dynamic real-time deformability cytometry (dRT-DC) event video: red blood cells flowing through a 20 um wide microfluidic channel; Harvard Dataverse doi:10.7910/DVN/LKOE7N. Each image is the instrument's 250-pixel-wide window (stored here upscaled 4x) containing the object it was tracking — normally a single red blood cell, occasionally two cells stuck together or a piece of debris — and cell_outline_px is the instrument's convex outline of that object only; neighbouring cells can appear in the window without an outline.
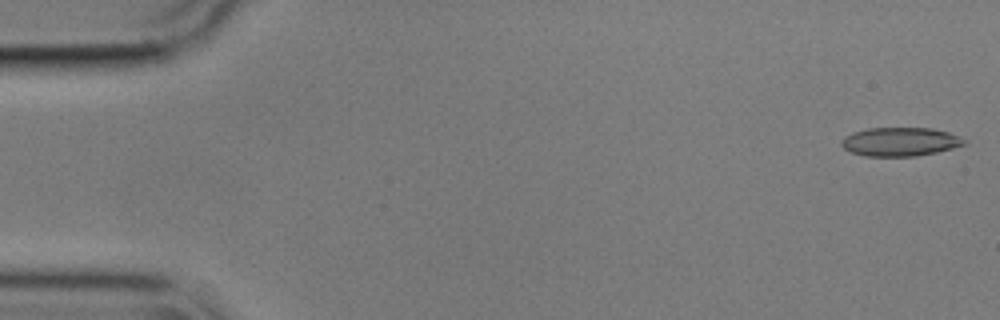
{"species": "common noctule bat (a hibernating species)", "species_latin": "Nyctalus noctula", "temperature_condition": "cold", "stored_images_in_passage": 55, "camera_frame_rate_fps": 3000, "um_per_image_px": 0.085, "animal": {"sex": "male", "body_mass_g": 17.9}, "frame": {"image": 1, "passage_image": 1, "time_ms": 0.0, "image_size_px": [1000, 320], "cell_outline_px": [[968, 144], [936, 152], [916, 156], [864, 156], [852, 152], [844, 148], [840, 144], [840, 140], [844, 136], [852, 132], [868, 128], [932, 128], [948, 132], [968, 140]], "centroid_in_image_um": [76.51, 12.04], "position_along_channel_um": 8.5, "area_um2": 20.69}}
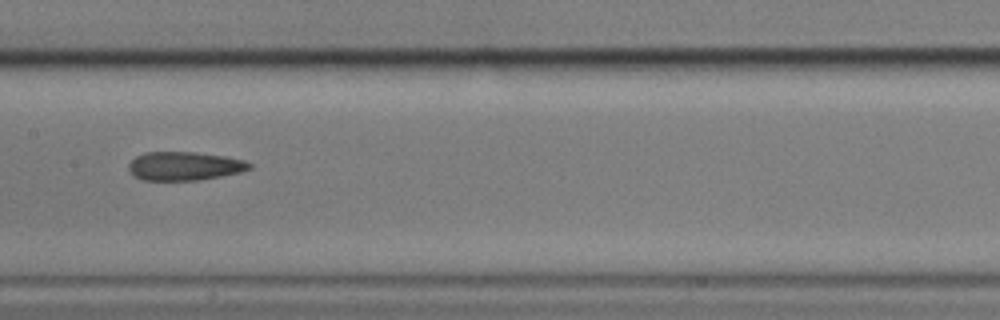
{"frame": {"image": 2, "passage_image": 27, "time_ms": 8.667, "image_size_px": [1000, 320], "cell_outline_px": [[252, 168], [240, 172], [200, 180], [144, 180], [132, 176], [128, 168], [128, 164], [136, 156], [144, 152], [196, 152], [224, 156], [244, 160], [252, 164]], "centroid_in_image_um": [15.66, 14.11], "position_along_channel_um": 191.7, "area_um2": 20.23}}
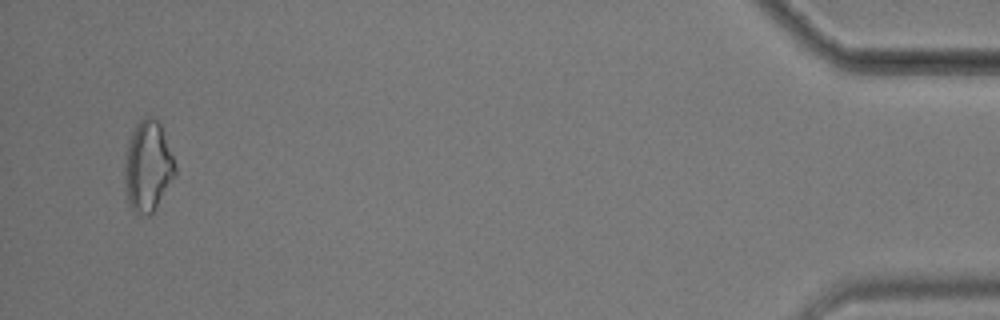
{"frame": {"image": 3, "passage_image": 53, "time_ms": 17.333, "image_size_px": [1000, 320], "cell_outline_px": [[176, 176], [156, 208], [148, 216], [144, 216], [132, 208], [128, 204], [124, 176], [124, 160], [128, 144], [132, 132], [136, 124], [144, 116], [152, 116], [160, 120], [176, 168]], "centroid_in_image_um": [12.58, 14.12], "position_along_channel_um": 422.6, "area_um2": 26.88}, "authors_computed_cell_mechanics": {"area_um2": 21.1548, "velocity_mm_per_s": 3.5895, "shape_relaxation_time_tau1_ms": 5.5623, "shape_relaxation_time_tau2_ms": 3.3681, "deformation_change_tau1": 0.1578, "deformation_change_tau2": 0.1325}}